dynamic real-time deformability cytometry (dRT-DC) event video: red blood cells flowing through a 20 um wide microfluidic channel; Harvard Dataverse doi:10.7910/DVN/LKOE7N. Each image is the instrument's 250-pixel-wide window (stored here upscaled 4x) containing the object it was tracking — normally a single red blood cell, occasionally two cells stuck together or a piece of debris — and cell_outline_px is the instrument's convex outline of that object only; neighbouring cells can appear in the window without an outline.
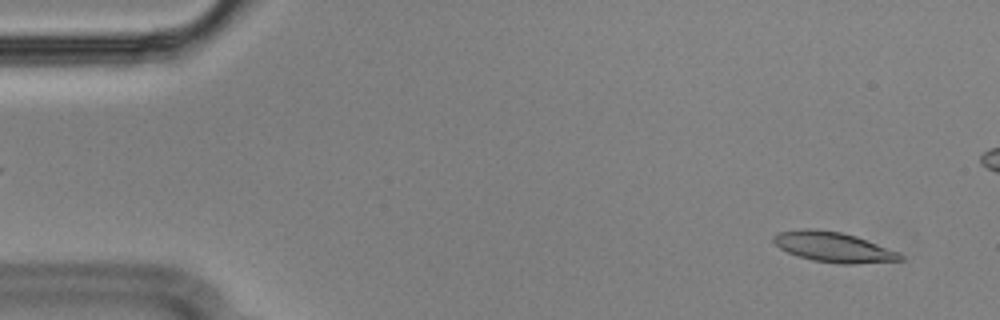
{"species": "Egyptian fruit bat (a non-hibernating species)", "species_latin": "Rousettus aegyptiacus", "temperature_condition": "cold", "stored_images_in_passage": 56, "camera_frame_rate_fps": 3000, "um_per_image_px": 0.085, "animal": {"sex": "male"}, "frame": {"image": 1, "passage_image": 3, "time_ms": 0.667, "image_size_px": [1000, 320], "cell_outline_px": [[904, 260], [856, 264], [840, 264], [812, 260], [788, 252], [780, 248], [772, 240], [772, 236], [780, 232], [808, 228], [812, 228], [840, 232], [856, 236], [900, 252], [904, 256]], "centroid_in_image_um": [70.88, 21.01], "position_along_channel_um": 14.1, "area_um2": 22.2}}
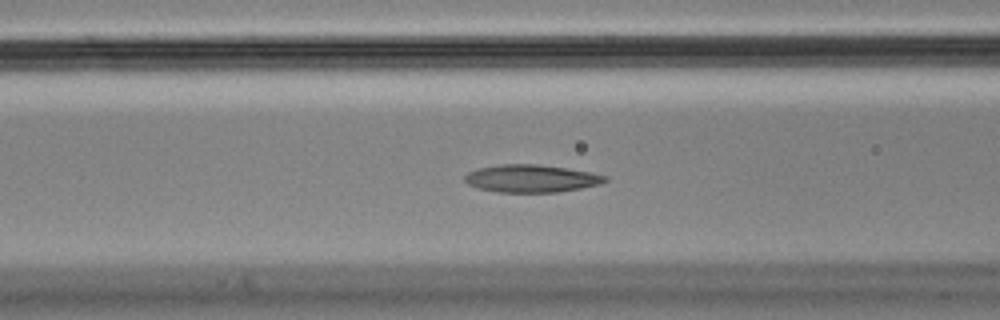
{"frame": {"image": 2, "passage_image": 21, "time_ms": 6.667, "image_size_px": [1000, 320], "cell_outline_px": [[608, 180], [600, 184], [560, 192], [496, 192], [480, 188], [468, 184], [464, 180], [464, 176], [468, 172], [480, 168], [500, 164], [540, 164], [588, 172], [608, 176]], "centroid_in_image_um": [45.16, 15.17], "position_along_channel_um": 121.4, "area_um2": 22.43}}
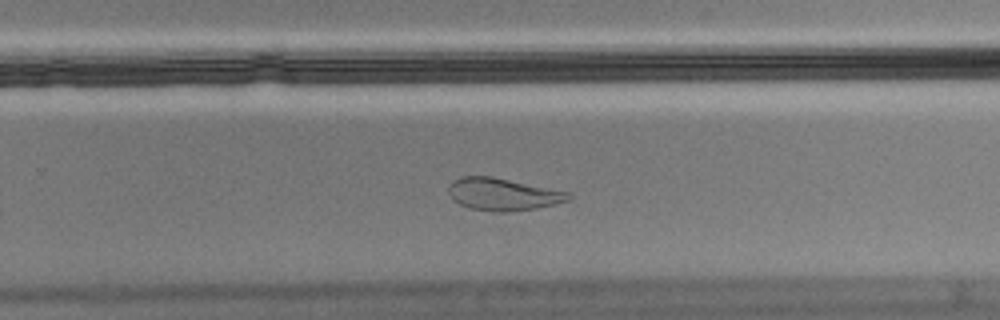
{"frame": {"image": 3, "passage_image": 35, "time_ms": 11.333, "image_size_px": [1000, 320], "cell_outline_px": [[572, 196], [568, 200], [556, 204], [536, 208], [504, 212], [492, 212], [472, 208], [460, 204], [452, 200], [448, 192], [448, 188], [460, 176], [492, 176], [572, 192]], "centroid_in_image_um": [42.78, 16.51], "position_along_channel_um": 287.0, "area_um2": 22.66}, "authors_computed_cell_mechanics": {"area_um2": 22.9177, "velocity_mm_per_s": 3.5542, "shape_relaxation_time_tau1_ms": null, "shape_relaxation_time_tau2_ms": 2.4858, "deformation_change_tau1": null, "deformation_change_tau2": 0.0813}}